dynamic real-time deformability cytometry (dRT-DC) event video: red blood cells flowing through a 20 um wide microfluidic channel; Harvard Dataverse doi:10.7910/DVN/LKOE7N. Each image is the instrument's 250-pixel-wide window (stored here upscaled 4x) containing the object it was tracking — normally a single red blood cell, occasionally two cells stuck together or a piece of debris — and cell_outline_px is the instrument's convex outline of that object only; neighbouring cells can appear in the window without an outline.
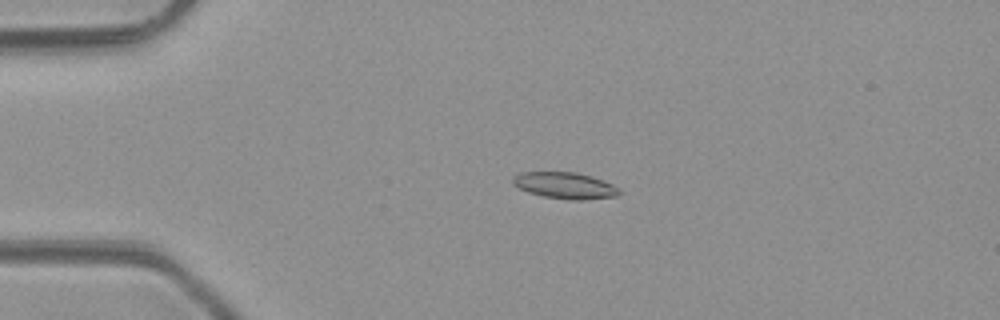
{"species": "common noctule bat (a hibernating species)", "species_latin": "Nyctalus noctula", "temperature_condition": "room temperature", "stored_images_in_passage": 3, "camera_frame_rate_fps": 3000, "um_per_image_px": 0.085, "animal": {"sex": "male", "body_mass_g": 23.1, "forearm_length_mm": 52.7}, "frame": {"image": 1, "passage_image": 2, "time_ms": 1.333, "image_size_px": [1000, 320], "cell_outline_px": [[620, 192], [616, 196], [580, 200], [568, 200], [544, 196], [528, 192], [512, 184], [512, 176], [520, 172], [576, 172], [592, 176], [604, 180], [612, 184]], "centroid_in_image_um": [47.98, 15.75], "position_along_channel_um": 37.0, "area_um2": 16.36}}